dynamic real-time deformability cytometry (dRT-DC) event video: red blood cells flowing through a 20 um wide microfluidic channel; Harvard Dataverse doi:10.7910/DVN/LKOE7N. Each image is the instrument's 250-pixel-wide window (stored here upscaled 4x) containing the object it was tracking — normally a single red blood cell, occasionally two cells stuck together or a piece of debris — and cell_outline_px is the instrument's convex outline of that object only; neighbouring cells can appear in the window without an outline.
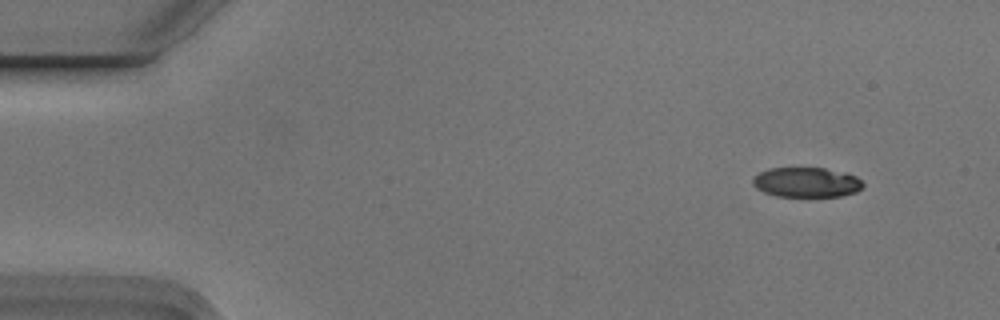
{"species": "Egyptian fruit bat (a non-hibernating species)", "species_latin": "Rousettus aegyptiacus", "temperature_condition": "cold", "stored_images_in_passage": 4, "camera_frame_rate_fps": 3000, "um_per_image_px": 0.085, "animal": {"sex": "male"}, "frame": {"image": 1, "passage_image": 1, "time_ms": 0.0, "image_size_px": [1000, 320], "cell_outline_px": [[864, 188], [856, 192], [840, 196], [776, 196], [764, 192], [756, 188], [752, 184], [752, 176], [768, 168], [824, 168], [844, 172], [856, 176], [864, 184]], "centroid_in_image_um": [68.54, 15.49], "position_along_channel_um": 16.5, "area_um2": 19.31}}
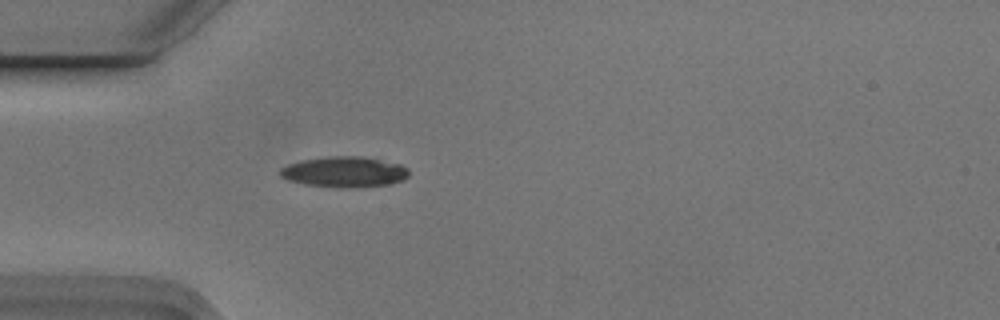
{"frame": {"image": 2, "passage_image": 4, "time_ms": 1.0, "image_size_px": [1000, 320], "cell_outline_px": [[408, 176], [404, 180], [392, 184], [356, 188], [336, 188], [304, 184], [288, 180], [280, 176], [280, 168], [288, 164], [304, 160], [332, 156], [360, 156], [400, 164], [408, 168]], "centroid_in_image_um": [29.29, 14.63], "position_along_channel_um": 55.7, "area_um2": 23.12}}